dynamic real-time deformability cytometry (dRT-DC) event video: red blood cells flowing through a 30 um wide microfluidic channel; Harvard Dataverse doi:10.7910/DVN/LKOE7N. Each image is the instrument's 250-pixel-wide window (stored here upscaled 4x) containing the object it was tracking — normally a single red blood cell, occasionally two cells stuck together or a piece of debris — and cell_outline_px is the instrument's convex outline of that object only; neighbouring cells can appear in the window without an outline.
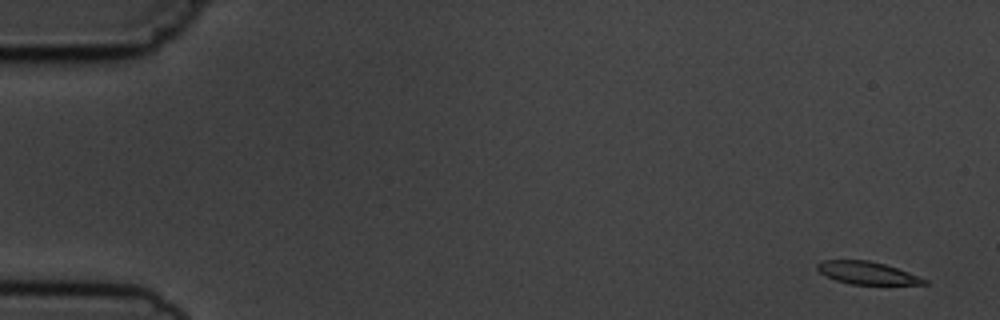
{"species": "common noctule bat (a hibernating species)", "species_latin": "Nyctalus noctula", "temperature_condition": "cold", "stored_images_in_passage": 5, "camera_frame_rate_fps": 3000, "um_per_image_px": 0.085, "animal": {"sex": "male", "body_mass_g": 19.5, "forearm_length_mm": 54.6}, "frame": {"image": 1, "passage_image": 1, "time_ms": 0.0, "image_size_px": [1000, 320], "cell_outline_px": [[928, 284], [852, 284], [836, 280], [820, 272], [816, 268], [816, 264], [824, 260], [868, 260], [884, 264], [908, 272], [928, 280]], "centroid_in_image_um": [73.7, 23.19], "position_along_channel_um": 11.3, "area_um2": 13.81}}
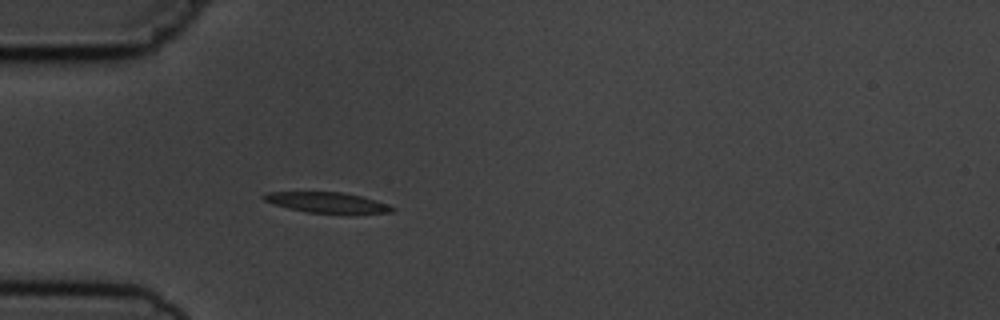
{"frame": {"image": 2, "passage_image": 5, "time_ms": 4.667, "image_size_px": [1000, 320], "cell_outline_px": [[396, 208], [392, 212], [348, 216], [308, 212], [288, 208], [272, 204], [264, 200], [260, 196], [268, 192], [340, 192], [360, 196], [388, 204]], "centroid_in_image_um": [27.87, 17.26], "position_along_channel_um": 57.1, "area_um2": 16.01}}